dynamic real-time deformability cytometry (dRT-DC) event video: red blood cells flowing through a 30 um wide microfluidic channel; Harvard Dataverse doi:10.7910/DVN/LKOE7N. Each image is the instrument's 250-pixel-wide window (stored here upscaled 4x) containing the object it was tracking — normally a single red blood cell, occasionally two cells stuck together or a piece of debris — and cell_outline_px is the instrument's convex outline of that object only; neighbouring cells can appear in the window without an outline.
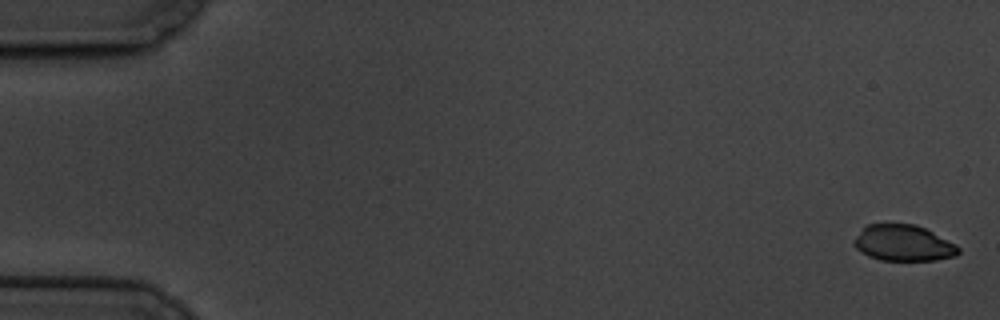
{"species": "common noctule bat (a hibernating species)", "species_latin": "Nyctalus noctula", "temperature_condition": "cold", "stored_images_in_passage": 5, "camera_frame_rate_fps": 3000, "um_per_image_px": 0.085, "animal": {"sex": "male", "body_mass_g": 19.5, "forearm_length_mm": 54.6}, "frame": {"image": 1, "passage_image": 1, "time_ms": 0.0, "image_size_px": [1000, 320], "cell_outline_px": [[960, 252], [956, 256], [936, 260], [880, 260], [868, 256], [860, 252], [856, 248], [856, 236], [868, 224], [916, 224], [956, 244], [960, 248]], "centroid_in_image_um": [76.82, 20.67], "position_along_channel_um": 8.2, "area_um2": 21.73}}
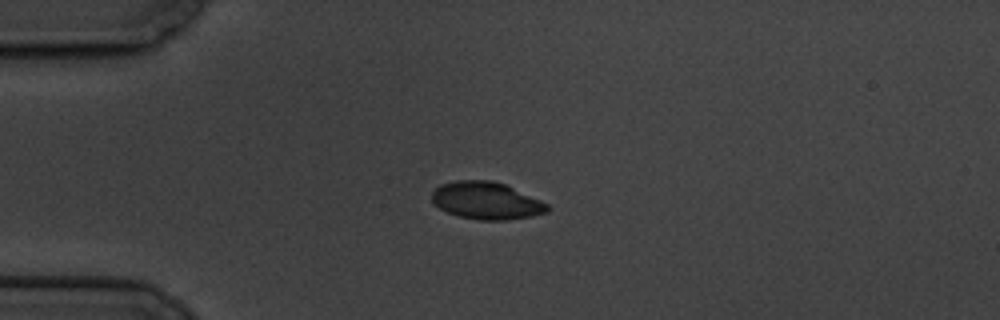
{"frame": {"image": 2, "passage_image": 5, "time_ms": 4.667, "image_size_px": [1000, 320], "cell_outline_px": [[552, 208], [548, 212], [532, 216], [504, 220], [480, 220], [460, 216], [448, 212], [432, 204], [432, 192], [440, 184], [456, 180], [492, 180], [504, 184], [540, 200], [548, 204]], "centroid_in_image_um": [41.34, 17.05], "position_along_channel_um": 43.7, "area_um2": 25.09}}